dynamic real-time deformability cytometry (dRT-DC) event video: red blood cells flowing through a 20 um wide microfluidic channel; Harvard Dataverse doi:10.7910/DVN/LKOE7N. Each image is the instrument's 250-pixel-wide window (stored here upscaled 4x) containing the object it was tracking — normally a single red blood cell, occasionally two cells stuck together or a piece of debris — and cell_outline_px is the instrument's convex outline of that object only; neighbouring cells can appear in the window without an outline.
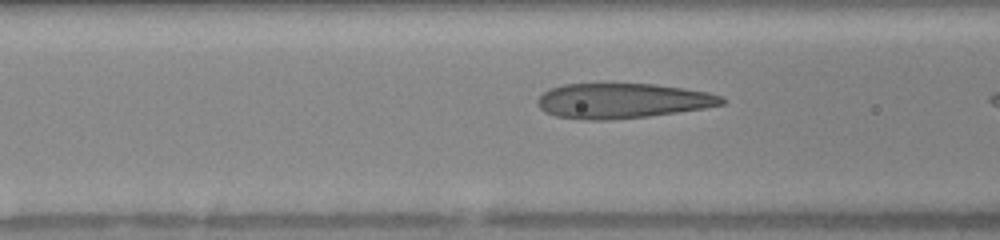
{"species": "human", "species_latin": "Homo sapiens", "temperature_condition": "warm", "stored_images_in_passage": 19, "camera_frame_rate_fps": 3000, "um_per_image_px": 0.085, "donor": {"sex": "female"}, "frame": {"image": 1, "passage_image": 16, "time_ms": 3.667, "image_size_px": [1000, 240], "cell_outline_px": [[728, 100], [724, 104], [704, 108], [648, 116], [608, 120], [588, 120], [556, 116], [544, 112], [536, 104], [536, 100], [548, 88], [564, 84], [656, 84], [684, 88], [708, 92], [724, 96]], "centroid_in_image_um": [52.91, 8.56], "position_along_channel_um": 113.7, "area_um2": 37.8}}